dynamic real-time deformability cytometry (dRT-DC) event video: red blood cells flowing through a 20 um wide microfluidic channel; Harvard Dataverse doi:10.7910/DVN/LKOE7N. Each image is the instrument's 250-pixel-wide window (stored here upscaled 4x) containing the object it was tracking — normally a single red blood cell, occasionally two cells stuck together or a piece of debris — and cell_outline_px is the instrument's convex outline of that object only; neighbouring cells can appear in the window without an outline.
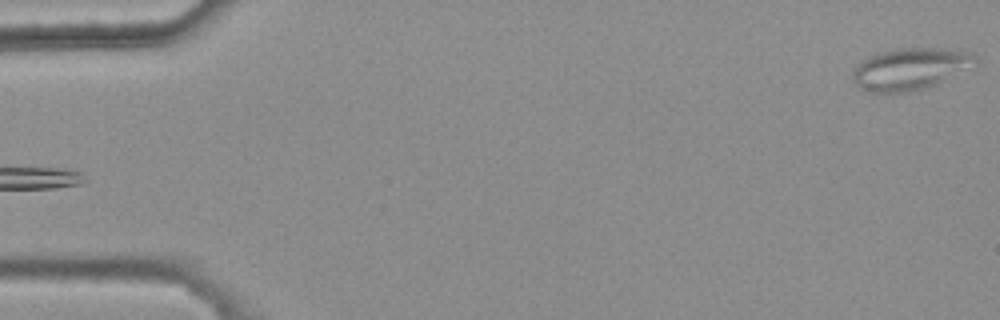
{"species": "common noctule bat (a hibernating species)", "species_latin": "Nyctalus noctula", "temperature_condition": "warm", "stored_images_in_passage": 3, "camera_frame_rate_fps": 3000, "um_per_image_px": 0.085, "animal": {"sex": "female", "body_mass_g": 25.1}, "frame": {"image": 1, "passage_image": 3, "time_ms": 0.667, "image_size_px": [1000, 320], "cell_outline_px": [[976, 60], [944, 80], [936, 84], [924, 88], [904, 92], [876, 92], [860, 88], [852, 80], [852, 68], [860, 60], [868, 56], [880, 52], [896, 48], [964, 48], [976, 56]], "centroid_in_image_um": [77.28, 5.82], "position_along_channel_um": 7.7, "area_um2": 29.65}}